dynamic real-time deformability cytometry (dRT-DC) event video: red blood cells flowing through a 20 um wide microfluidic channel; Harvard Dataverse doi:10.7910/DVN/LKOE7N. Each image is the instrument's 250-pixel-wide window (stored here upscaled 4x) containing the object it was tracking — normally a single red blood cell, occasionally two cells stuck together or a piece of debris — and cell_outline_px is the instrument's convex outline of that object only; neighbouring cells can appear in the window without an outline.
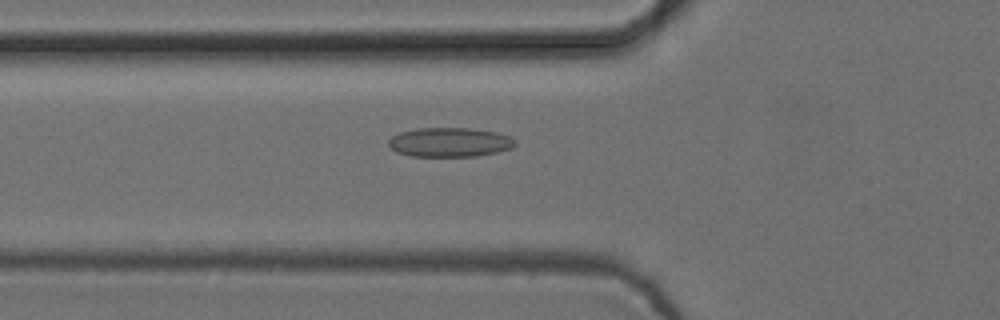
{"species": "common noctule bat (a hibernating species)", "species_latin": "Nyctalus noctula", "temperature_condition": "cold", "stored_images_in_passage": 39, "camera_frame_rate_fps": 3000, "um_per_image_px": 0.085, "animal": {"sex": "female", "body_mass_g": 24.6, "forearm_length_mm": 56.2}, "frame": {"image": 1, "passage_image": 4, "time_ms": 1.0, "image_size_px": [1000, 320], "cell_outline_px": [[516, 144], [512, 148], [496, 152], [476, 156], [412, 156], [396, 152], [388, 144], [388, 140], [392, 136], [400, 132], [416, 128], [468, 128], [496, 132], [508, 136], [516, 140]], "centroid_in_image_um": [38.21, 12.09], "position_along_channel_um": 87.6, "area_um2": 21.56}}
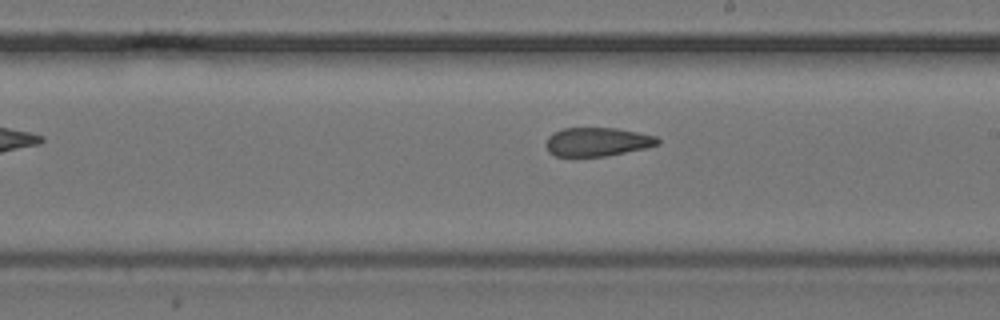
{"frame": {"image": 2, "passage_image": 16, "time_ms": 5.0, "image_size_px": [1000, 320], "cell_outline_px": [[660, 144], [644, 148], [604, 156], [556, 156], [548, 152], [544, 144], [548, 136], [564, 128], [616, 128], [656, 136], [660, 140]], "centroid_in_image_um": [50.74, 12.05], "position_along_channel_um": 238.3, "area_um2": 18.55}}
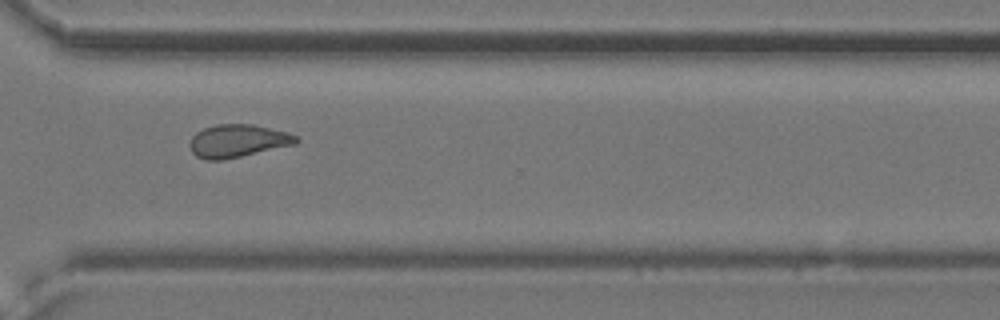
{"frame": {"image": 3, "passage_image": 25, "time_ms": 8.0, "image_size_px": [1000, 320], "cell_outline_px": [[300, 140], [296, 144], [224, 160], [204, 160], [196, 156], [192, 152], [188, 144], [192, 136], [196, 132], [204, 128], [216, 124], [252, 124], [288, 132], [300, 136]], "centroid_in_image_um": [20.21, 11.98], "position_along_channel_um": 350.4, "area_um2": 20.63}, "authors_computed_cell_mechanics": {"area_um2": 20.1144, "velocity_mm_per_s": 3.7515, "shape_relaxation_time_tau1_ms": null, "shape_relaxation_time_tau2_ms": 2.8688, "deformation_change_tau1": null, "deformation_change_tau2": 0.1084}}